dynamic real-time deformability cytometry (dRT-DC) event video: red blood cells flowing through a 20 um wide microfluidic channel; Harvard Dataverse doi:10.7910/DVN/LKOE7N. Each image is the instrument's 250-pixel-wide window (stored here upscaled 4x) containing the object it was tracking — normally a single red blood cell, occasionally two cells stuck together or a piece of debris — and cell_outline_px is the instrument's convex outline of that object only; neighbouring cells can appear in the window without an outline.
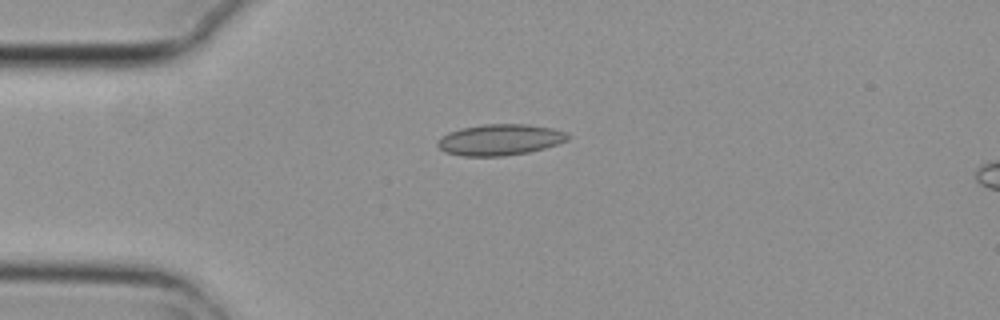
{"species": "common noctule bat (a hibernating species)", "species_latin": "Nyctalus noctula", "temperature_condition": "cold", "stored_images_in_passage": 4, "camera_frame_rate_fps": 3000, "um_per_image_px": 0.085, "animal": {"sex": "female", "body_mass_g": 29.2, "forearm_length_mm": 56.3}, "frame": {"image": 1, "passage_image": 1, "time_ms": 0.0, "image_size_px": [1000, 320], "cell_outline_px": [[572, 136], [568, 140], [544, 148], [528, 152], [500, 156], [460, 156], [444, 152], [436, 144], [436, 140], [448, 132], [460, 128], [484, 124], [528, 124], [552, 128], [568, 132]], "centroid_in_image_um": [42.48, 11.87], "position_along_channel_um": 42.5, "area_um2": 23.81}}
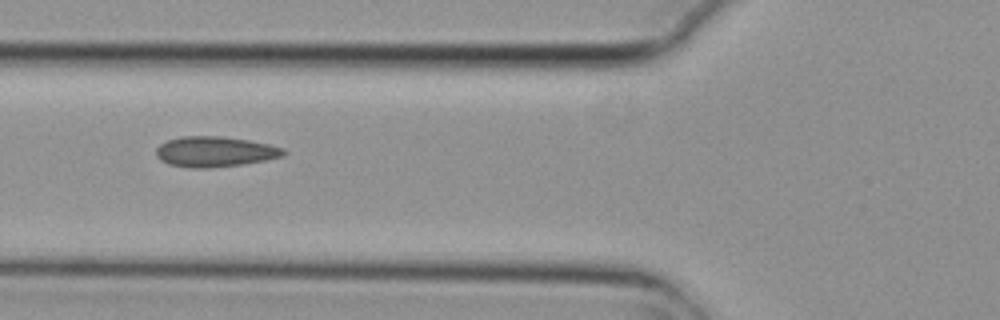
{"frame": {"image": 2, "passage_image": 3, "time_ms": 0.667, "image_size_px": [1000, 320], "cell_outline_px": [[288, 152], [284, 156], [264, 160], [240, 164], [208, 168], [192, 168], [168, 164], [160, 160], [156, 156], [156, 148], [160, 144], [168, 140], [180, 136], [220, 136], [248, 140], [268, 144], [284, 148]], "centroid_in_image_um": [18.25, 12.89], "position_along_channel_um": 107.5, "area_um2": 22.54}}
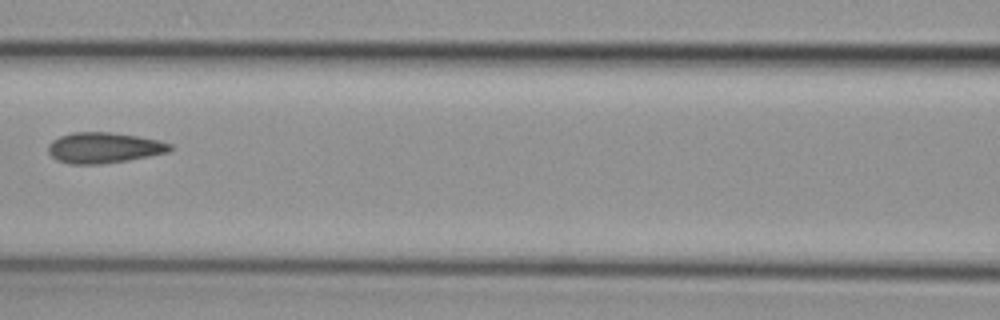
{"frame": {"image": 3, "passage_image": 4, "time_ms": 1.0, "image_size_px": [1000, 320], "cell_outline_px": [[176, 148], [168, 152], [128, 160], [100, 164], [72, 164], [56, 160], [48, 152], [48, 144], [52, 140], [60, 136], [72, 132], [108, 132], [136, 136], [160, 140], [172, 144]], "centroid_in_image_um": [8.84, 12.56], "position_along_channel_um": 157.8, "area_um2": 21.85}}